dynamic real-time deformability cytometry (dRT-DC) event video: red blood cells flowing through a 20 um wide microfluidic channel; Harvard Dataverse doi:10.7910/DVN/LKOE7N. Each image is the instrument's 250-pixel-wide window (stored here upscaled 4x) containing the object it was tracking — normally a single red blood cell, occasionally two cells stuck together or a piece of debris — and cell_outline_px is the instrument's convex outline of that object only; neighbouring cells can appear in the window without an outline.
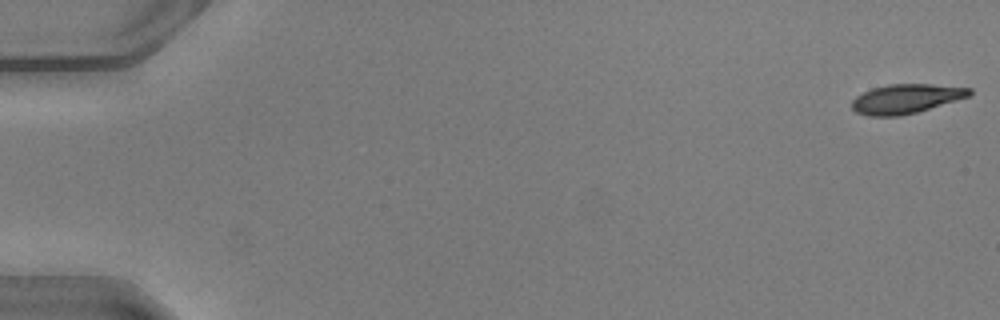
{"species": "common noctule bat (a hibernating species)", "species_latin": "Nyctalus noctula", "temperature_condition": "warm", "stored_images_in_passage": 51, "camera_frame_rate_fps": 3000, "um_per_image_px": 0.085, "animal": {"sex": "male", "body_mass_g": 20.5, "forearm_length_mm": 52.5}, "frame": {"image": 1, "passage_image": 1, "time_ms": 0.0, "image_size_px": [1000, 320], "cell_outline_px": [[972, 92], [968, 96], [956, 100], [916, 112], [900, 116], [868, 116], [856, 112], [852, 108], [852, 100], [856, 96], [872, 88], [888, 84], [932, 84], [972, 88]], "centroid_in_image_um": [76.98, 8.39], "position_along_channel_um": 8.0, "area_um2": 19.94}}
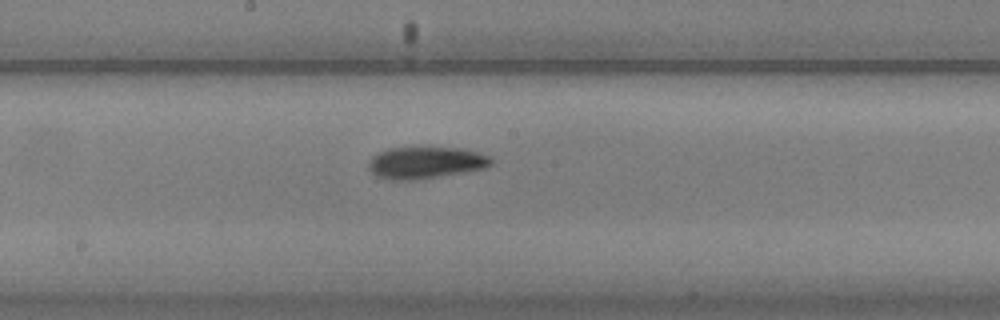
{"frame": {"image": 2, "passage_image": 28, "time_ms": 9.0, "image_size_px": [1000, 320], "cell_outline_px": [[492, 164], [484, 168], [464, 172], [416, 180], [388, 180], [376, 176], [368, 168], [368, 164], [372, 156], [388, 148], [424, 144], [428, 144], [460, 148], [492, 156]], "centroid_in_image_um": [36.16, 13.77], "position_along_channel_um": 212.0, "area_um2": 23.76}}
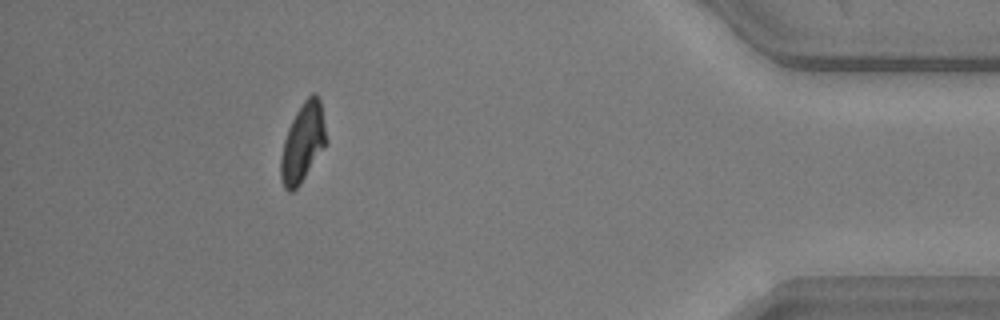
{"frame": {"image": 3, "passage_image": 46, "time_ms": 15.0, "image_size_px": [1000, 320], "cell_outline_px": [[328, 140], [300, 184], [292, 192], [288, 192], [284, 188], [280, 176], [280, 156], [284, 140], [288, 128], [296, 112], [304, 100], [312, 92], [316, 92], [320, 100]], "centroid_in_image_um": [25.73, 12.11], "position_along_channel_um": 409.5, "area_um2": 20.81}, "authors_computed_cell_mechanics": {"area_um2": 21.2704, "velocity_mm_per_s": 4.0976, "shape_relaxation_time_tau1_ms": 2.3895, "shape_relaxation_time_tau2_ms": 5.8674, "deformation_change_tau1": 0.1249, "deformation_change_tau2": 0.1198}}